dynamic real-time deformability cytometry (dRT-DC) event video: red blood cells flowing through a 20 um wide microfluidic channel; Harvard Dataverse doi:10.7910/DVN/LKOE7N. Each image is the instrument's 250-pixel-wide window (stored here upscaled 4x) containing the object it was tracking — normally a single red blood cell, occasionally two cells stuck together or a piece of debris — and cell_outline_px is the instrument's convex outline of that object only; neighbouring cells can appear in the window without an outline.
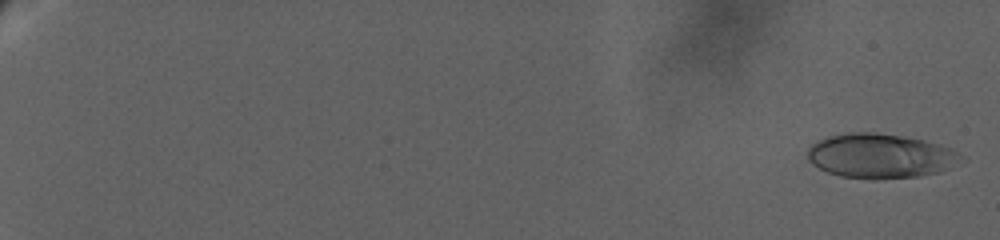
{"species": "human", "species_latin": "Homo sapiens", "temperature_condition": "warm", "stored_images_in_passage": 53, "camera_frame_rate_fps": 3000, "um_per_image_px": 0.085, "donor": {"sex": "female"}, "frame": {"image": 1, "passage_image": 3, "time_ms": 0.333, "image_size_px": [1000, 240], "cell_outline_px": [[960, 156], [940, 172], [916, 176], [872, 180], [840, 176], [828, 172], [812, 164], [808, 160], [808, 148], [816, 140], [828, 136], [848, 132], [872, 132], [904, 136], [924, 140], [952, 148]], "centroid_in_image_um": [74.72, 13.24], "position_along_channel_um": 10.3, "area_um2": 39.42}}
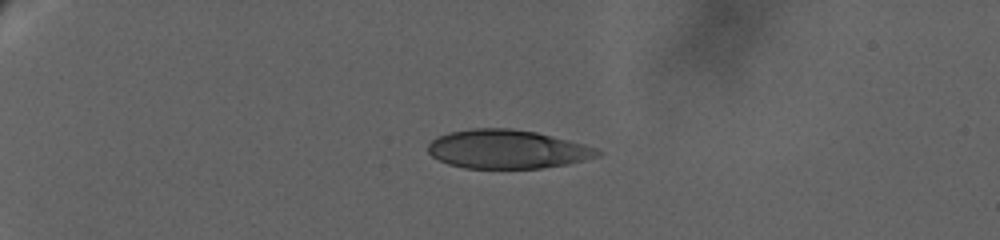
{"frame": {"image": 2, "passage_image": 39, "time_ms": 7.333, "image_size_px": [1000, 240], "cell_outline_px": [[604, 152], [600, 156], [568, 164], [540, 168], [464, 168], [448, 164], [432, 156], [428, 152], [428, 144], [436, 136], [448, 132], [472, 128], [512, 128], [536, 132], [584, 144], [596, 148]], "centroid_in_image_um": [43.11, 12.68], "position_along_channel_um": 41.9, "area_um2": 38.44}}